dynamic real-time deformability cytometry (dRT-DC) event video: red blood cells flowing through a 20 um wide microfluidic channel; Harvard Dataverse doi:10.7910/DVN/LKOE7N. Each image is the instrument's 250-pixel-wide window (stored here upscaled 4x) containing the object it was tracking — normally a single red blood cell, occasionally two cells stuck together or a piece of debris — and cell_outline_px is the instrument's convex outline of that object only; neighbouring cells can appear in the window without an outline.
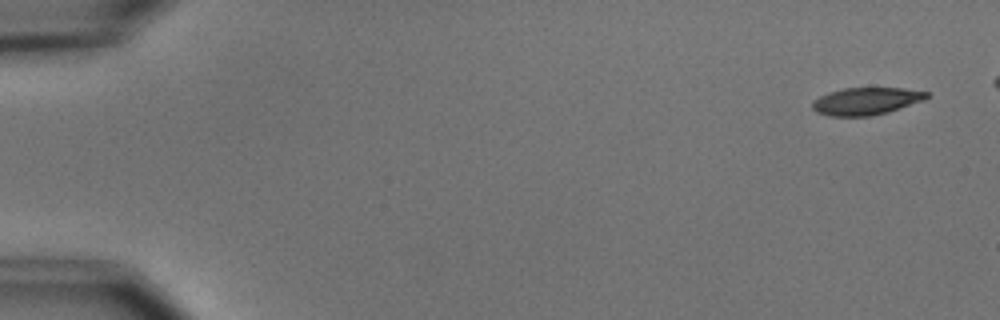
{"species": "common noctule bat (a hibernating species)", "species_latin": "Nyctalus noctula", "temperature_condition": "cold", "stored_images_in_passage": 6, "camera_frame_rate_fps": 3000, "um_per_image_px": 0.085, "animal": {"sex": "male", "body_mass_g": 15.6}, "frame": {"image": 1, "passage_image": 1, "time_ms": 0.0, "image_size_px": [1000, 320], "cell_outline_px": [[928, 96], [924, 100], [888, 112], [872, 116], [828, 116], [816, 112], [812, 108], [812, 100], [828, 92], [844, 88], [904, 88], [928, 92]], "centroid_in_image_um": [73.59, 8.6], "position_along_channel_um": 11.4, "area_um2": 18.26}}